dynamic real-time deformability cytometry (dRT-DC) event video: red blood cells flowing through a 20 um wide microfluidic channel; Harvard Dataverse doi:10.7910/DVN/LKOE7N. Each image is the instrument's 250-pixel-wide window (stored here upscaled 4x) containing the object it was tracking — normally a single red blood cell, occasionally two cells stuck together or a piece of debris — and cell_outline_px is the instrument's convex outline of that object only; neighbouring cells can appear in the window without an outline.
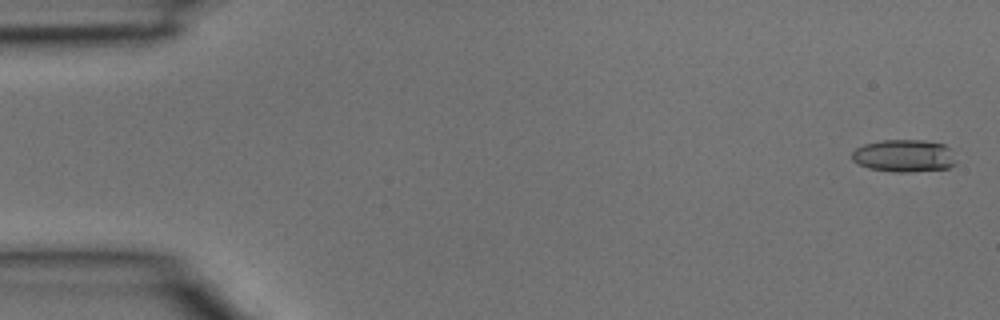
{"species": "common noctule bat (a hibernating species)", "species_latin": "Nyctalus noctula", "temperature_condition": "room temperature", "stored_images_in_passage": 36, "camera_frame_rate_fps": 3000, "um_per_image_px": 0.085, "animal": {"sex": "male", "body_mass_g": 15.6}, "frame": {"image": 1, "passage_image": 1, "time_ms": 0.0, "image_size_px": [1000, 320], "cell_outline_px": [[956, 164], [948, 168], [908, 172], [896, 172], [868, 168], [852, 160], [852, 152], [856, 148], [864, 144], [880, 140], [924, 140], [944, 144], [948, 148], [956, 160]], "centroid_in_image_um": [76.84, 13.24], "position_along_channel_um": 8.2, "area_um2": 19.65}}
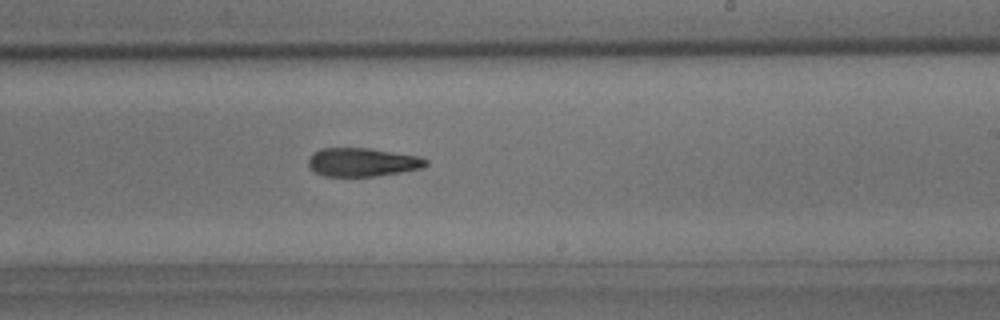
{"frame": {"image": 2, "passage_image": 23, "time_ms": 7.333, "image_size_px": [1000, 320], "cell_outline_px": [[428, 164], [424, 168], [400, 172], [372, 176], [324, 176], [316, 172], [308, 164], [308, 160], [312, 152], [320, 148], [368, 148], [420, 156], [428, 160]], "centroid_in_image_um": [30.82, 13.77], "position_along_channel_um": 258.2, "area_um2": 19.54}}
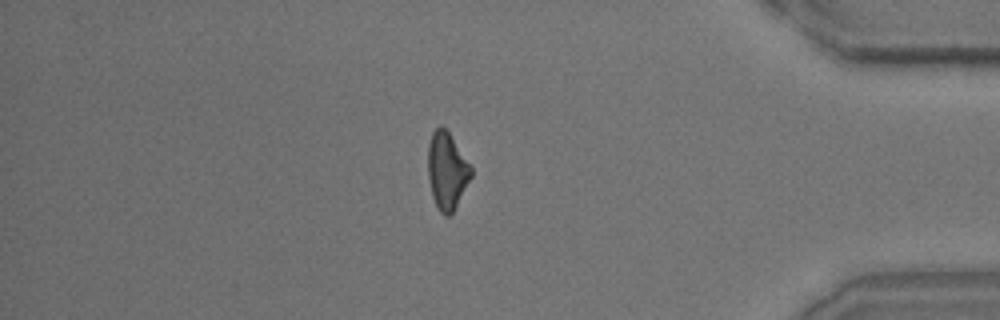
{"frame": {"image": 3, "passage_image": 33, "time_ms": 10.667, "image_size_px": [1000, 320], "cell_outline_px": [[472, 176], [452, 212], [448, 216], [444, 216], [440, 212], [432, 196], [428, 176], [428, 144], [432, 132], [440, 124], [448, 132], [472, 168]], "centroid_in_image_um": [37.97, 14.51], "position_along_channel_um": 397.2, "area_um2": 19.02}}